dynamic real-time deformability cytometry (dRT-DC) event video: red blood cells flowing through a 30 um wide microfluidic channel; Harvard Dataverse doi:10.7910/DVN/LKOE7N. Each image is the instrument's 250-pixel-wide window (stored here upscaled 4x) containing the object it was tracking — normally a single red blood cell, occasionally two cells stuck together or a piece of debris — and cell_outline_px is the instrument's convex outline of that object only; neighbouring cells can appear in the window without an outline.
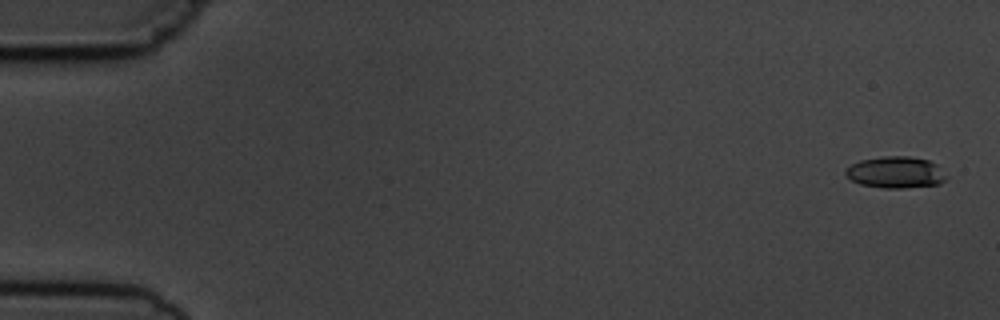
{"species": "common noctule bat (a hibernating species)", "species_latin": "Nyctalus noctula", "temperature_condition": "cold", "stored_images_in_passage": 7, "camera_frame_rate_fps": 3000, "um_per_image_px": 0.085, "animal": {"sex": "male", "body_mass_g": 19.5, "forearm_length_mm": 54.6}, "frame": {"image": 1, "passage_image": 1, "time_ms": 0.0, "image_size_px": [1000, 320], "cell_outline_px": [[948, 176], [940, 184], [904, 188], [884, 188], [860, 184], [852, 180], [844, 172], [852, 164], [860, 160], [884, 156], [908, 156], [928, 160], [936, 164]], "centroid_in_image_um": [76.15, 14.65], "position_along_channel_um": 8.8, "area_um2": 18.44}}
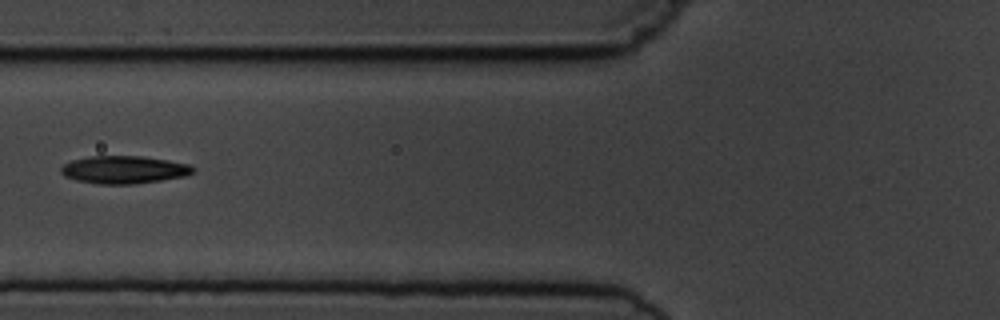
{"frame": {"image": 2, "passage_image": 6, "time_ms": 6.667, "image_size_px": [1000, 320], "cell_outline_px": [[196, 168], [192, 172], [184, 176], [136, 184], [96, 184], [76, 180], [64, 176], [60, 172], [60, 168], [64, 164], [72, 160], [88, 156], [140, 156], [168, 160], [188, 164]], "centroid_in_image_um": [10.5, 14.42], "position_along_channel_um": 115.3, "area_um2": 21.33}}
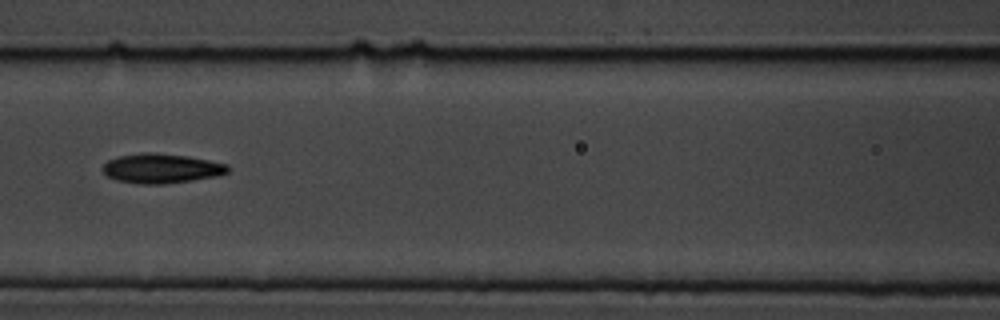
{"frame": {"image": 3, "passage_image": 7, "time_ms": 7.667, "image_size_px": [1000, 320], "cell_outline_px": [[228, 172], [220, 176], [164, 184], [140, 184], [116, 180], [108, 176], [100, 168], [108, 160], [120, 156], [144, 152], [152, 152], [188, 156], [228, 164]], "centroid_in_image_um": [13.72, 14.32], "position_along_channel_um": 152.9, "area_um2": 21.62}}